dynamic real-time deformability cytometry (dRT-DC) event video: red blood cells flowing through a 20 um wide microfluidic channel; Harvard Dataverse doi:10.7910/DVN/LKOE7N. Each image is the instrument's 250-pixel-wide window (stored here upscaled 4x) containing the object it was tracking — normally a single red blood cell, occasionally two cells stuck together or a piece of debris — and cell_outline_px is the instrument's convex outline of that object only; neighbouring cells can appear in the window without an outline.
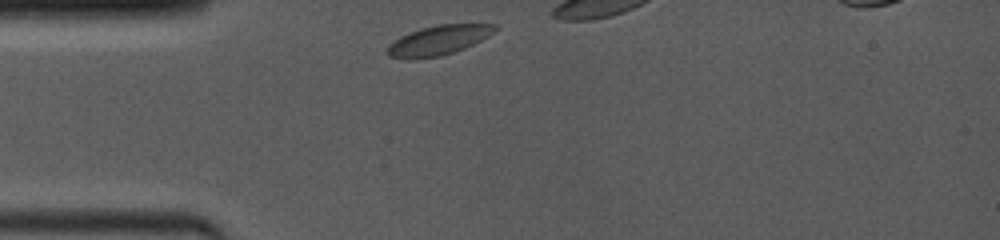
{"species": "common noctule bat (a hibernating species)", "species_latin": "Nyctalus noctula", "temperature_condition": "room temperature", "stored_images_in_passage": 3, "camera_frame_rate_fps": 4000, "um_per_image_px": 0.085, "animal": {"sex": "female", "body_mass_g": 19.0, "forearm_length_mm": 53.3}, "frame": {"image": 1, "passage_image": 1, "time_ms": 0.0, "image_size_px": [1000, 240], "cell_outline_px": [[500, 28], [496, 32], [464, 48], [440, 56], [412, 60], [408, 60], [388, 56], [388, 44], [400, 36], [420, 28], [436, 24], [496, 24]], "centroid_in_image_um": [37.26, 3.42], "position_along_channel_um": 47.7, "area_um2": 18.73}}